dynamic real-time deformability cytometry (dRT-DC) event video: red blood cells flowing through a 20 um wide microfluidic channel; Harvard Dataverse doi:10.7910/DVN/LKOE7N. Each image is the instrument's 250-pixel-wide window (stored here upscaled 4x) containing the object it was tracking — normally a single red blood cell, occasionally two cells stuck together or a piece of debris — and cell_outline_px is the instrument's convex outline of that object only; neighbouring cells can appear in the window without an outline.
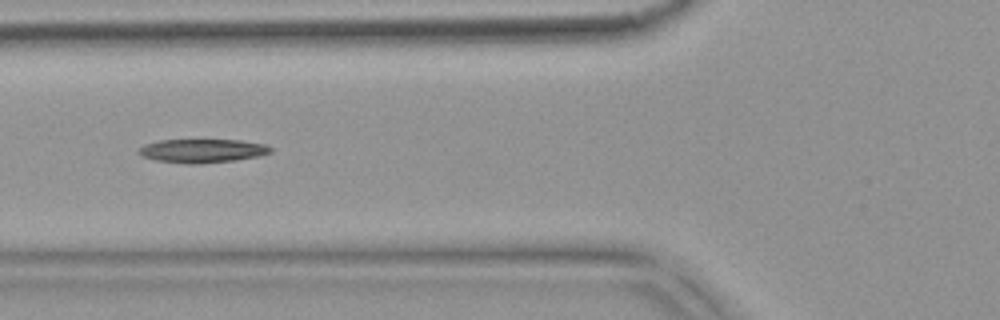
{"species": "common noctule bat (a hibernating species)", "species_latin": "Nyctalus noctula", "temperature_condition": "warm", "stored_images_in_passage": 7, "camera_frame_rate_fps": 3000, "um_per_image_px": 0.085, "animal": {"sex": "female", "body_mass_g": 18.4}, "frame": {"image": 1, "passage_image": 6, "time_ms": 1.667, "image_size_px": [1000, 320], "cell_outline_px": [[272, 152], [260, 156], [236, 160], [200, 164], [188, 164], [156, 160], [144, 156], [136, 152], [144, 144], [160, 140], [240, 140], [264, 144], [272, 148]], "centroid_in_image_um": [17.22, 12.82], "position_along_channel_um": 108.6, "area_um2": 18.21}}